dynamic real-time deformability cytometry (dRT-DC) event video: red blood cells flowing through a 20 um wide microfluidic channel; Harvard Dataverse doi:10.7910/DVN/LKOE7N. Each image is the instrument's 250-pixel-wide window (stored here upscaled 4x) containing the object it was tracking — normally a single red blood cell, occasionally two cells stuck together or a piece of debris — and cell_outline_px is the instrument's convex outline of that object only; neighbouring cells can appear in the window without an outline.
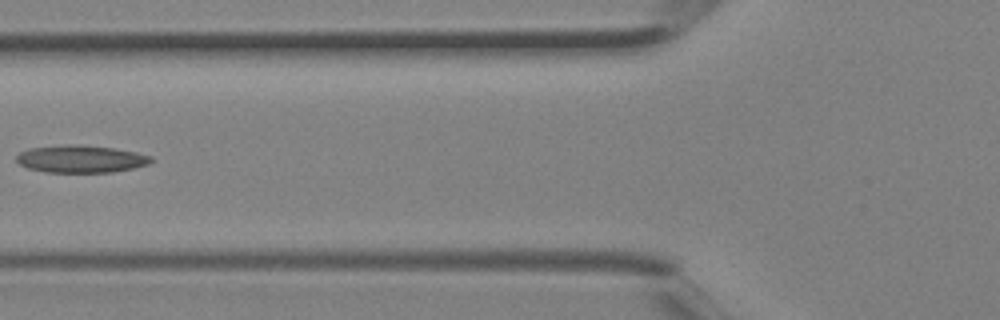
{"species": "Egyptian fruit bat (a non-hibernating species)", "species_latin": "Rousettus aegyptiacus", "temperature_condition": "room temperature", "stored_images_in_passage": 3, "camera_frame_rate_fps": 3000, "um_per_image_px": 0.085, "animal": {"sex": "female"}, "frame": {"image": 1, "passage_image": 3, "time_ms": 0.667, "image_size_px": [1000, 320], "cell_outline_px": [[152, 160], [148, 164], [132, 168], [112, 172], [44, 172], [28, 168], [20, 164], [16, 160], [16, 156], [20, 152], [28, 148], [68, 144], [72, 144], [112, 148], [136, 152], [152, 156]], "centroid_in_image_um": [6.84, 13.51], "position_along_channel_um": 119.0, "area_um2": 21.39}}